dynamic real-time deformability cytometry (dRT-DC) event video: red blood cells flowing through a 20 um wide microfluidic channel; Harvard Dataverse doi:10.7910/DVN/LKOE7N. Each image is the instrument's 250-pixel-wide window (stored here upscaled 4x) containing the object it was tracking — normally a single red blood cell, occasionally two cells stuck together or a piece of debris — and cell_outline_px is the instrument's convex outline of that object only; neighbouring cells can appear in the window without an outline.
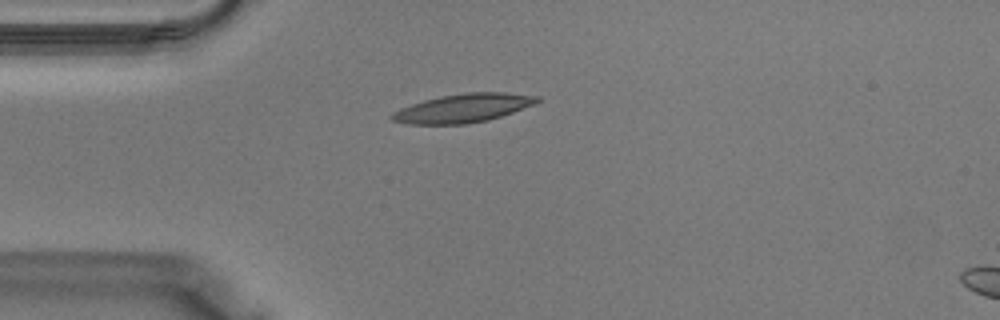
{"species": "Egyptian fruit bat (a non-hibernating species)", "species_latin": "Rousettus aegyptiacus", "temperature_condition": "warm", "stored_images_in_passage": 40, "camera_frame_rate_fps": 3000, "um_per_image_px": 0.085, "animal": {"sex": "male"}, "frame": {"image": 1, "passage_image": 10, "time_ms": 3.0, "image_size_px": [1000, 320], "cell_outline_px": [[540, 100], [536, 104], [488, 120], [464, 124], [408, 124], [392, 120], [388, 116], [392, 112], [400, 108], [424, 100], [440, 96], [468, 92], [504, 92], [540, 96]], "centroid_in_image_um": [39.36, 9.19], "position_along_channel_um": 45.6, "area_um2": 24.22}}
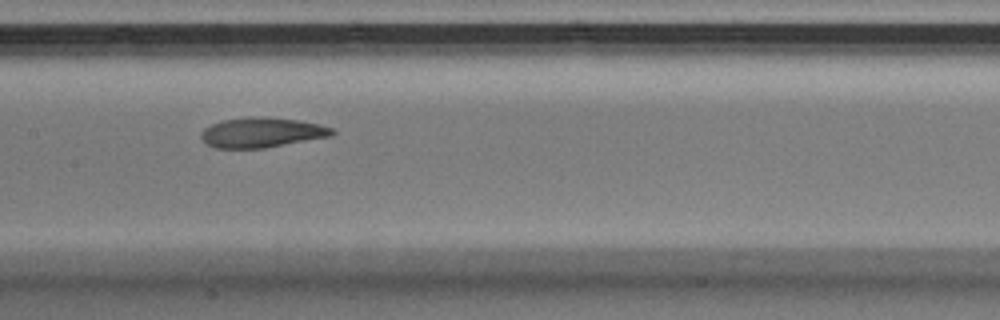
{"frame": {"image": 2, "passage_image": 19, "time_ms": 6.0, "image_size_px": [1000, 320], "cell_outline_px": [[336, 132], [332, 136], [264, 148], [212, 148], [200, 136], [200, 132], [204, 128], [212, 124], [224, 120], [256, 116], [264, 116], [300, 120], [320, 124], [332, 128]], "centroid_in_image_um": [22.27, 11.26], "position_along_channel_um": 185.1, "area_um2": 22.95}}
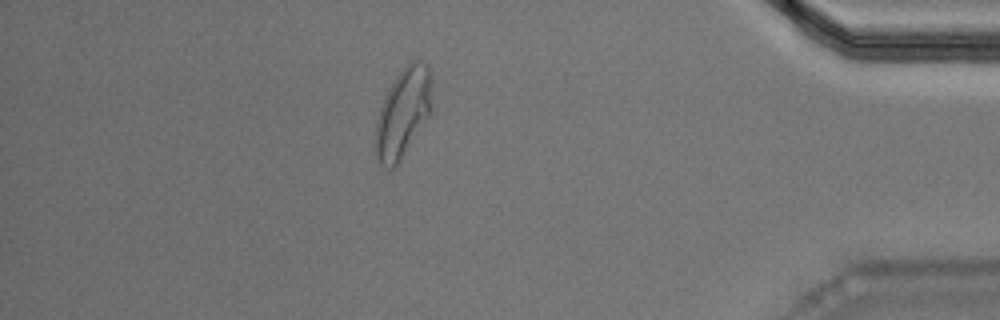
{"frame": {"image": 3, "passage_image": 34, "time_ms": 11.0, "image_size_px": [1000, 320], "cell_outline_px": [[432, 108], [428, 116], [400, 160], [392, 168], [388, 168], [380, 164], [376, 160], [372, 148], [376, 120], [380, 108], [388, 88], [396, 76], [412, 60], [420, 60], [428, 64], [432, 76]], "centroid_in_image_um": [34.23, 9.59], "position_along_channel_um": 401.0, "area_um2": 29.71}}